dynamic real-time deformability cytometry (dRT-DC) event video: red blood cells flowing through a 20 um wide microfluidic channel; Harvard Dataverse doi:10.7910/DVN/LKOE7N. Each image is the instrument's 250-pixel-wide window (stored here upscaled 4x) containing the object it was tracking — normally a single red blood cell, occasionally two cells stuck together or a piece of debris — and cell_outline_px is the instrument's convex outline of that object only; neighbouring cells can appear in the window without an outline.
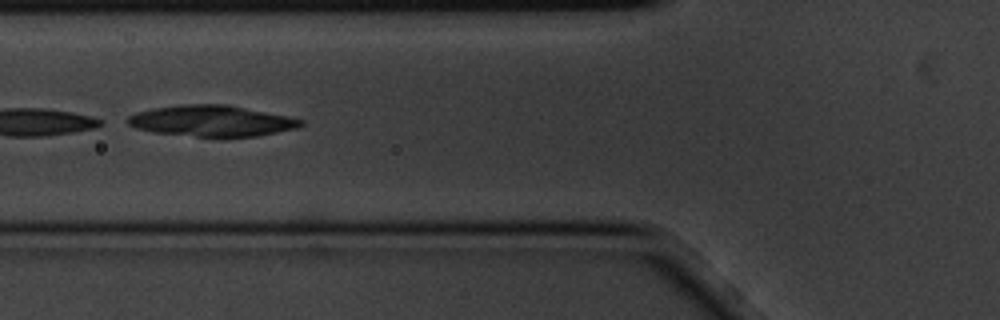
{"species": "common noctule bat (a hibernating species)", "species_latin": "Nyctalus noctula", "temperature_condition": "cold", "stored_images_in_passage": 8, "camera_frame_rate_fps": 3000, "um_per_image_px": 0.085, "animal": {"sex": "male", "body_mass_g": 20.1, "forearm_length_mm": 53.5}, "frame": {"image": 1, "passage_image": 4, "time_ms": 1.0, "image_size_px": [1000, 320], "cell_outline_px": [[304, 124], [296, 128], [256, 136], [196, 136], [152, 132], [136, 128], [128, 124], [124, 120], [128, 116], [136, 112], [156, 108], [180, 104], [228, 104], [288, 116], [304, 120]], "centroid_in_image_um": [17.97, 10.26], "position_along_channel_um": 107.8, "area_um2": 31.15}}